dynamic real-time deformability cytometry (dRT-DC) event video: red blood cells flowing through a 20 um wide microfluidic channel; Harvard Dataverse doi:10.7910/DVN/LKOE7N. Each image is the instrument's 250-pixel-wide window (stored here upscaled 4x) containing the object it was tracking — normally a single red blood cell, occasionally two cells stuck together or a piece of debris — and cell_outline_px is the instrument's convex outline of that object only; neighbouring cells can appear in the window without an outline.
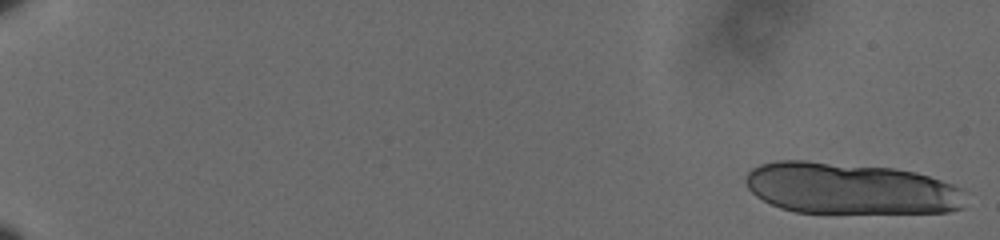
{"species": "human", "species_latin": "Homo sapiens", "temperature_condition": "cold", "stored_images_in_passage": 22, "camera_frame_rate_fps": 3000, "um_per_image_px": 0.085, "donor": {"sex": "male"}, "frame": {"image": 1, "passage_image": 1, "time_ms": 0.0, "image_size_px": [1000, 240], "cell_outline_px": [[968, 192], [964, 208], [948, 212], [796, 212], [780, 208], [756, 196], [748, 188], [744, 180], [744, 176], [752, 168], [760, 164], [776, 160], [804, 160], [892, 168], [916, 172], [964, 188]], "centroid_in_image_um": [72.31, 16.01], "position_along_channel_um": 12.7, "area_um2": 66.3}}